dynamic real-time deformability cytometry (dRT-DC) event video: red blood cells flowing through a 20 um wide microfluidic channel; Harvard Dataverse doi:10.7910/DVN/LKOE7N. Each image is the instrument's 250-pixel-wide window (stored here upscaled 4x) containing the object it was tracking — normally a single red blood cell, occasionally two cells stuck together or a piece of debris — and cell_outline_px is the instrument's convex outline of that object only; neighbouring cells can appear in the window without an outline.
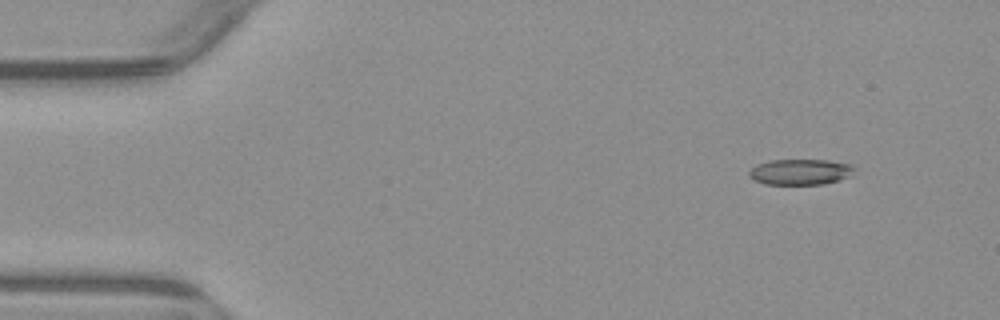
{"species": "common noctule bat (a hibernating species)", "species_latin": "Nyctalus noctula", "temperature_condition": "warm", "stored_images_in_passage": 5, "segment_of_instrument_passage": [1, 2], "camera_frame_rate_fps": 3000, "um_per_image_px": 0.085, "animal": {"sex": "male", "body_mass_g": 23.1, "forearm_length_mm": 52.7}, "frame": {"image": 1, "passage_image": 1, "time_ms": 0.0, "image_size_px": [1000, 320], "cell_outline_px": [[856, 168], [848, 176], [840, 180], [824, 184], [764, 184], [752, 180], [748, 176], [748, 172], [756, 164], [772, 160], [828, 160], [852, 164]], "centroid_in_image_um": [68.0, 14.61], "position_along_channel_um": 17.0, "area_um2": 15.9}}